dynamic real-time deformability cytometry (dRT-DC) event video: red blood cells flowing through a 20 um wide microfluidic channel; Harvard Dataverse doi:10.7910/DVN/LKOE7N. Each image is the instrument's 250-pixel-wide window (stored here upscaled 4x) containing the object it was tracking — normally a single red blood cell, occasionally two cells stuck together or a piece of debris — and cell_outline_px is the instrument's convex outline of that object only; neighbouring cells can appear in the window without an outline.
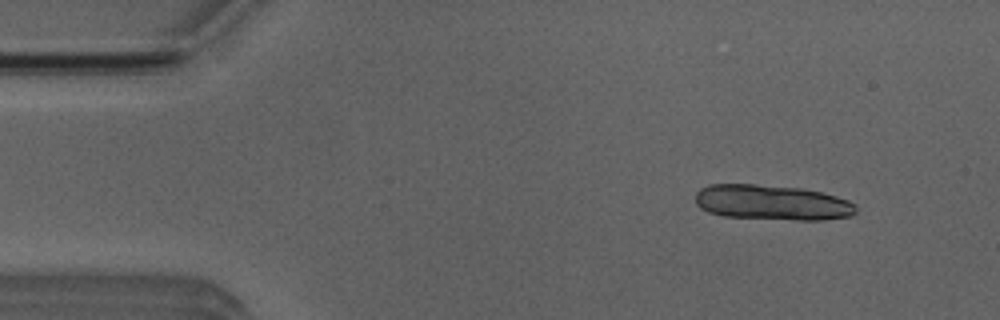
{"species": "Egyptian fruit bat (a non-hibernating species)", "species_latin": "Rousettus aegyptiacus", "temperature_condition": "room temperature", "stored_images_in_passage": 10, "camera_frame_rate_fps": 3000, "um_per_image_px": 0.085, "animal": {"sex": "male"}, "frame": {"image": 1, "passage_image": 1, "time_ms": 0.0, "image_size_px": [1000, 320], "cell_outline_px": [[856, 212], [852, 216], [824, 220], [796, 220], [724, 216], [708, 212], [700, 208], [696, 204], [696, 192], [700, 188], [708, 184], [756, 184], [800, 188], [820, 192], [836, 196], [848, 200], [856, 204]], "centroid_in_image_um": [65.62, 17.21], "position_along_channel_um": 19.4, "area_um2": 33.12}}